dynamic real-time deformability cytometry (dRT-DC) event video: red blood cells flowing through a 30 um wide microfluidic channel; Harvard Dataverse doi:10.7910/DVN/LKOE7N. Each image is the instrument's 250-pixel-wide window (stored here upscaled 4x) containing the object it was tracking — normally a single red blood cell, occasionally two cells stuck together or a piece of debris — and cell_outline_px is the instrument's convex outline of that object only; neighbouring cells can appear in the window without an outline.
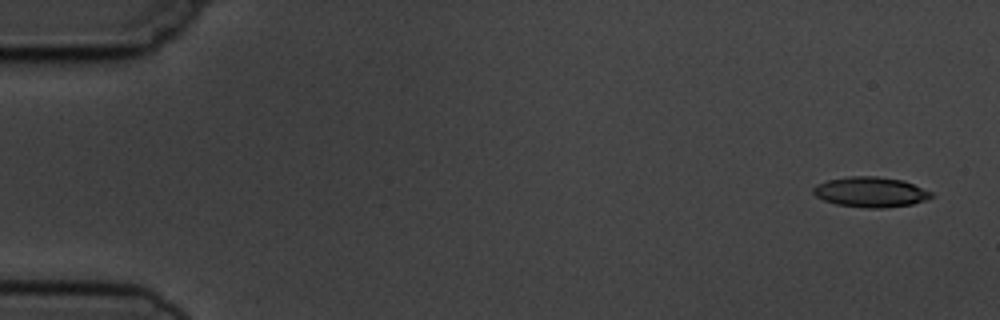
{"species": "common noctule bat (a hibernating species)", "species_latin": "Nyctalus noctula", "temperature_condition": "cold", "stored_images_in_passage": 4, "camera_frame_rate_fps": 3000, "um_per_image_px": 0.085, "animal": {"sex": "male", "body_mass_g": 19.5, "forearm_length_mm": 54.6}, "frame": {"image": 1, "passage_image": 1, "time_ms": 0.0, "image_size_px": [1000, 320], "cell_outline_px": [[932, 196], [924, 200], [912, 204], [880, 208], [868, 208], [836, 204], [824, 200], [816, 196], [812, 192], [812, 188], [816, 184], [828, 180], [848, 176], [876, 176], [904, 180], [932, 192]], "centroid_in_image_um": [73.97, 16.31], "position_along_channel_um": 11.0, "area_um2": 20.69}}
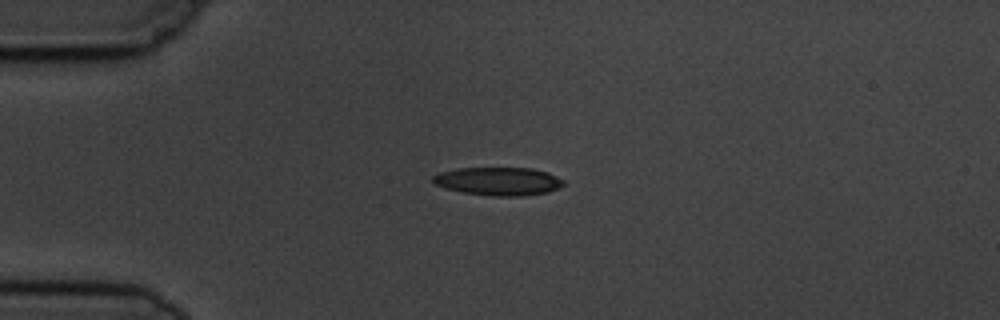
{"frame": {"image": 2, "passage_image": 4, "time_ms": 3.667, "image_size_px": [1000, 320], "cell_outline_px": [[564, 184], [560, 188], [548, 192], [524, 196], [492, 196], [464, 192], [444, 188], [432, 184], [432, 176], [440, 172], [456, 168], [532, 168], [548, 172], [564, 180]], "centroid_in_image_um": [42.36, 15.41], "position_along_channel_um": 42.6, "area_um2": 21.68}}